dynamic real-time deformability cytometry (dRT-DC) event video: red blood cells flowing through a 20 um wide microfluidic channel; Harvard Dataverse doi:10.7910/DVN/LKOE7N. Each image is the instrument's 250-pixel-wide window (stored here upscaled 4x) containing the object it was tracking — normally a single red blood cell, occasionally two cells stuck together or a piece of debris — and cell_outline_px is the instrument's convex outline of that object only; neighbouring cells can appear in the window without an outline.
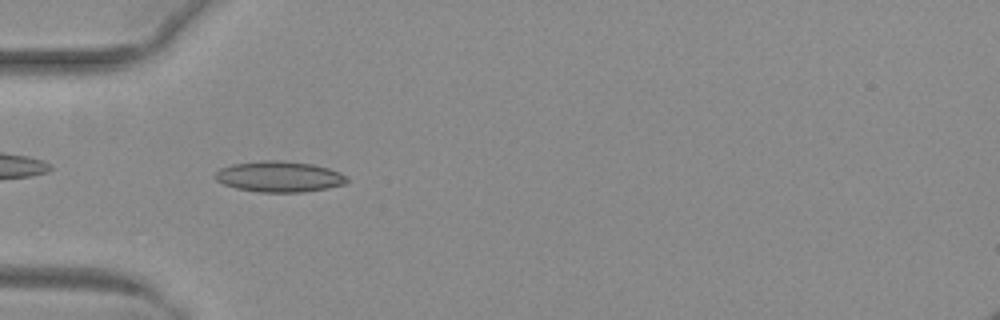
{"species": "common noctule bat (a hibernating species)", "species_latin": "Nyctalus noctula", "temperature_condition": "warm", "stored_images_in_passage": 37, "camera_frame_rate_fps": 3000, "um_per_image_px": 0.085, "animal": {"sex": "female", "body_mass_g": 29.2, "forearm_length_mm": 56.3}, "frame": {"image": 1, "passage_image": 1, "time_ms": 0.0, "image_size_px": [1000, 320], "cell_outline_px": [[348, 180], [344, 184], [328, 188], [304, 192], [256, 192], [236, 188], [224, 184], [216, 180], [216, 172], [220, 168], [232, 164], [260, 160], [284, 160], [312, 164], [328, 168], [340, 172]], "centroid_in_image_um": [23.72, 15.01], "position_along_channel_um": 61.3, "area_um2": 23.7}}
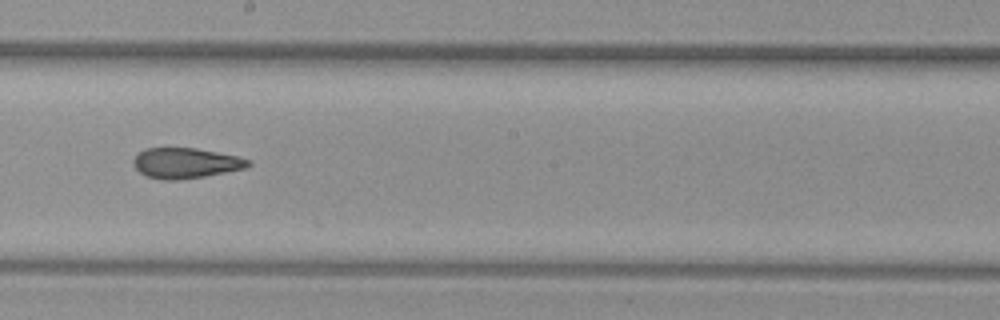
{"frame": {"image": 2, "passage_image": 14, "time_ms": 4.333, "image_size_px": [1000, 320], "cell_outline_px": [[252, 164], [244, 168], [204, 176], [180, 180], [160, 180], [144, 176], [132, 164], [132, 160], [144, 148], [196, 148], [236, 156], [252, 160]], "centroid_in_image_um": [15.74, 13.87], "position_along_channel_um": 232.5, "area_um2": 20.35}}
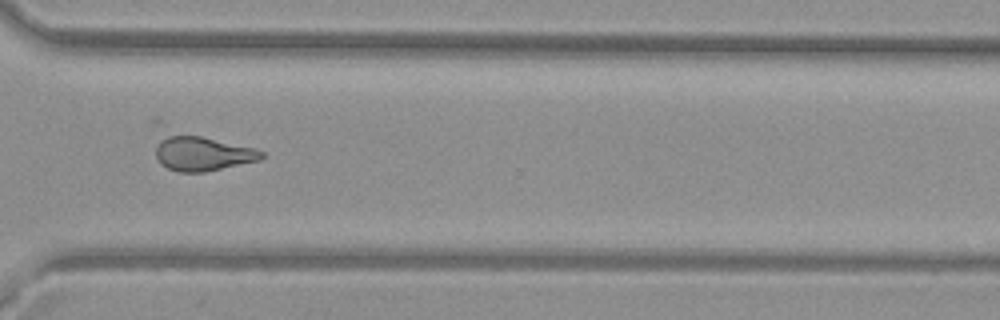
{"frame": {"image": 3, "passage_image": 23, "time_ms": 7.333, "image_size_px": [1000, 320], "cell_outline_px": [[264, 156], [260, 160], [204, 172], [180, 172], [168, 168], [160, 164], [156, 160], [156, 148], [164, 132], [168, 132], [200, 136], [256, 148], [264, 152]], "centroid_in_image_um": [17.16, 13.03], "position_along_channel_um": 353.4, "area_um2": 21.56}, "authors_computed_cell_mechanics": {"area_um2": 21.097, "velocity_mm_per_s": 4.0321, "shape_relaxation_time_tau1_ms": null, "shape_relaxation_time_tau2_ms": 2.5475, "deformation_change_tau1": null, "deformation_change_tau2": 0.1055}}